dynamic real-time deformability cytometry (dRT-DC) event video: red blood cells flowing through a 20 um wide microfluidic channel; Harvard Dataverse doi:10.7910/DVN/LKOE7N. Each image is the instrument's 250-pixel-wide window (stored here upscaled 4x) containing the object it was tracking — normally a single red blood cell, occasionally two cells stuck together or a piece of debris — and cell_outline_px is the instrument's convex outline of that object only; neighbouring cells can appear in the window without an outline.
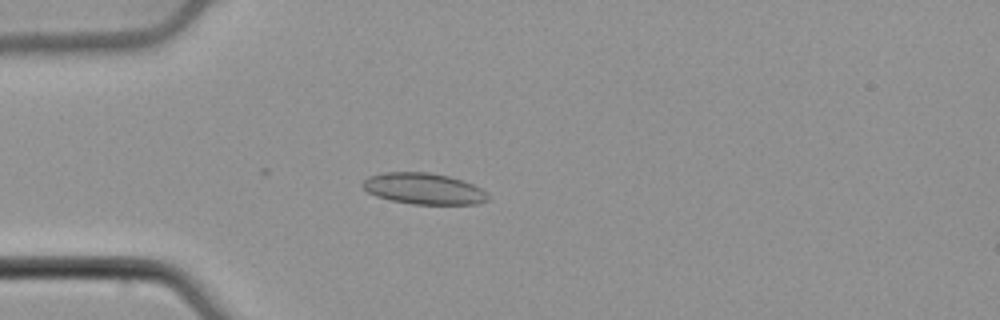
{"species": "common noctule bat (a hibernating species)", "species_latin": "Nyctalus noctula", "temperature_condition": "cold", "stored_images_in_passage": 55, "camera_frame_rate_fps": 3000, "um_per_image_px": 0.085, "animal": {"sex": "male", "body_mass_g": 21.5, "forearm_length_mm": 52.0}, "frame": {"image": 1, "passage_image": 16, "time_ms": 5.0, "image_size_px": [1000, 320], "cell_outline_px": [[488, 200], [476, 204], [412, 204], [392, 200], [376, 196], [368, 192], [360, 184], [368, 176], [380, 172], [428, 172], [448, 176], [472, 184], [480, 188], [488, 196]], "centroid_in_image_um": [35.96, 16.03], "position_along_channel_um": 49.0, "area_um2": 22.66}}
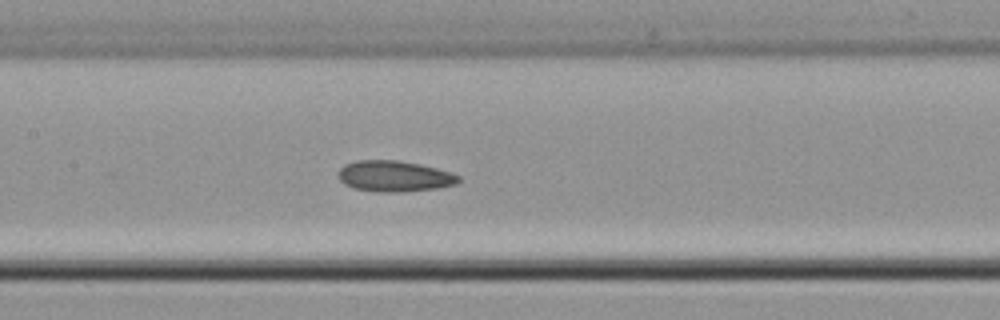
{"frame": {"image": 2, "passage_image": 27, "time_ms": 8.667, "image_size_px": [1000, 320], "cell_outline_px": [[460, 180], [456, 184], [436, 188], [404, 192], [380, 192], [352, 188], [344, 184], [336, 176], [340, 168], [344, 164], [356, 160], [396, 160], [420, 164], [452, 172], [460, 176]], "centroid_in_image_um": [33.49, 14.97], "position_along_channel_um": 173.9, "area_um2": 21.91}}
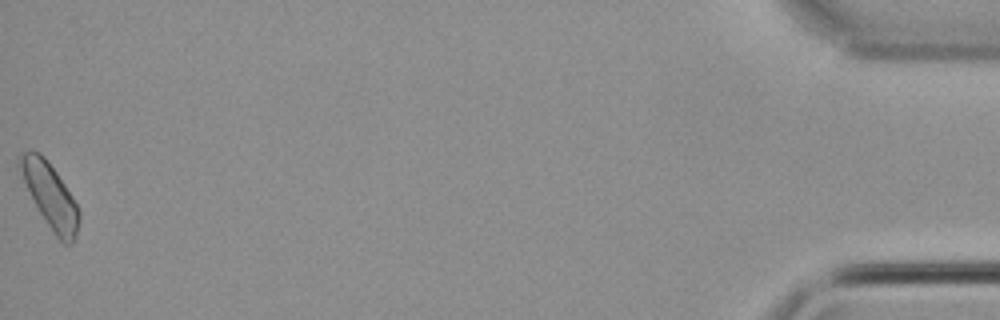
{"frame": {"image": 3, "passage_image": 55, "time_ms": 18.0, "image_size_px": [1000, 320], "cell_outline_px": [[80, 220], [76, 236], [72, 244], [64, 244], [52, 232], [40, 212], [16, 164], [20, 152], [36, 152], [44, 156], [56, 172], [72, 196], [80, 212]], "centroid_in_image_um": [4.28, 16.65], "position_along_channel_um": 430.9, "area_um2": 21.79}, "authors_computed_cell_mechanics": {"area_um2": 21.2704, "velocity_mm_per_s": 3.8425, "shape_relaxation_time_tau1_ms": null, "shape_relaxation_time_tau2_ms": 2.7541, "deformation_change_tau1": null, "deformation_change_tau2": 0.071}}